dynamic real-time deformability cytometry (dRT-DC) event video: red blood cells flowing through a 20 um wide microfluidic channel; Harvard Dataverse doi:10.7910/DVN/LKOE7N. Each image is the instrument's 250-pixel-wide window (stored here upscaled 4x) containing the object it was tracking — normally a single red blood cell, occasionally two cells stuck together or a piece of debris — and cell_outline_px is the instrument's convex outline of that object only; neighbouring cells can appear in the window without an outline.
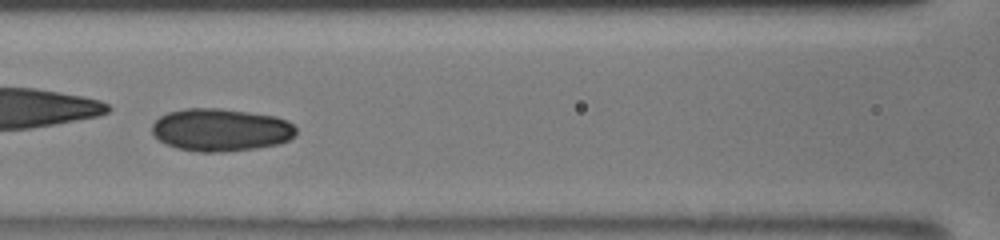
{"species": "human", "species_latin": "Homo sapiens", "temperature_condition": "room temperature", "stored_images_in_passage": 18, "camera_frame_rate_fps": 3000, "um_per_image_px": 0.085, "donor": {"sex": "male"}, "frame": {"image": 1, "passage_image": 13, "time_ms": 5.333, "image_size_px": [1000, 240], "cell_outline_px": [[296, 136], [280, 144], [256, 148], [224, 152], [200, 152], [176, 148], [164, 144], [152, 132], [152, 124], [160, 116], [168, 112], [184, 108], [220, 108], [276, 116], [288, 120], [296, 128]], "centroid_in_image_um": [18.78, 11.04], "position_along_channel_um": 147.8, "area_um2": 36.13}}